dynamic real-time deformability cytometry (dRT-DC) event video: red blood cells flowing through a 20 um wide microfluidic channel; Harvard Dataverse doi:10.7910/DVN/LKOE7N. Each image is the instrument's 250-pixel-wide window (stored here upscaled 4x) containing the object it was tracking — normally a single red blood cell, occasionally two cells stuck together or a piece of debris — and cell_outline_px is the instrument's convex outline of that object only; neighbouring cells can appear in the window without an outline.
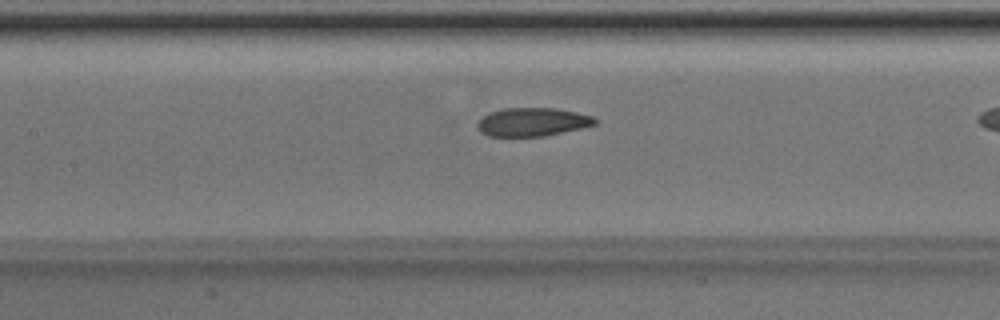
{"species": "Egyptian fruit bat (a non-hibernating species)", "species_latin": "Rousettus aegyptiacus", "temperature_condition": "room temperature", "stored_images_in_passage": 29, "camera_frame_rate_fps": 3000, "um_per_image_px": 0.085, "animal": {"sex": "male"}, "frame": {"image": 1, "passage_image": 13, "time_ms": 4.0, "image_size_px": [1000, 320], "cell_outline_px": [[596, 124], [580, 128], [544, 136], [488, 136], [480, 132], [476, 124], [480, 116], [488, 112], [500, 108], [556, 108], [576, 112], [592, 116], [596, 120]], "centroid_in_image_um": [45.18, 10.36], "position_along_channel_um": 162.2, "area_um2": 19.59}}
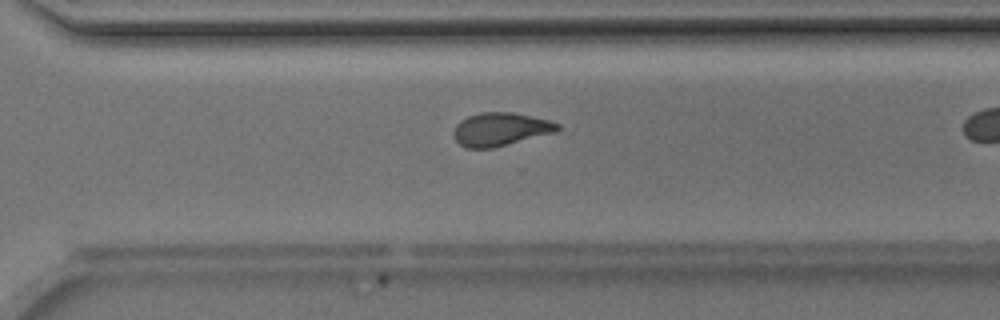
{"frame": {"image": 2, "passage_image": 25, "time_ms": 8.0, "image_size_px": [1000, 320], "cell_outline_px": [[560, 128], [556, 132], [492, 148], [468, 148], [460, 144], [456, 140], [452, 132], [456, 124], [460, 120], [468, 116], [480, 112], [512, 112], [548, 120], [560, 124]], "centroid_in_image_um": [42.52, 10.98], "position_along_channel_um": 328.1, "area_um2": 20.06}}